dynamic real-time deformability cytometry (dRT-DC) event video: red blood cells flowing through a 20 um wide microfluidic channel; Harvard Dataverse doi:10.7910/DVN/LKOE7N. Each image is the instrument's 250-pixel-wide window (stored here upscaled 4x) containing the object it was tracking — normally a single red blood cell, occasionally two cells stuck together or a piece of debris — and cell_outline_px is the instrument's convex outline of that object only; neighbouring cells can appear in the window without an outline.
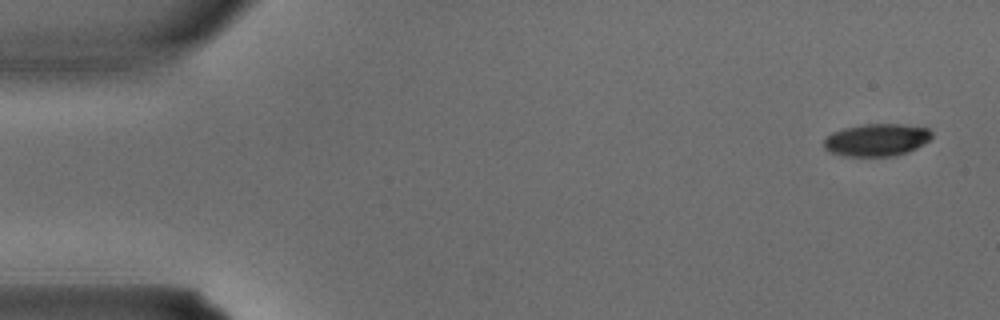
{"species": "common noctule bat (a hibernating species)", "species_latin": "Nyctalus noctula", "temperature_condition": "warm", "stored_images_in_passage": 3, "camera_frame_rate_fps": 3000, "um_per_image_px": 0.085, "animal": {"sex": "male", "body_mass_g": 15.6}, "frame": {"image": 1, "passage_image": 1, "time_ms": 0.0, "image_size_px": [1000, 320], "cell_outline_px": [[932, 136], [928, 140], [916, 148], [908, 152], [892, 156], [844, 156], [828, 152], [824, 148], [824, 140], [832, 132], [844, 128], [864, 124], [904, 124], [928, 128], [932, 132]], "centroid_in_image_um": [74.5, 11.89], "position_along_channel_um": 10.5, "area_um2": 20.4}}
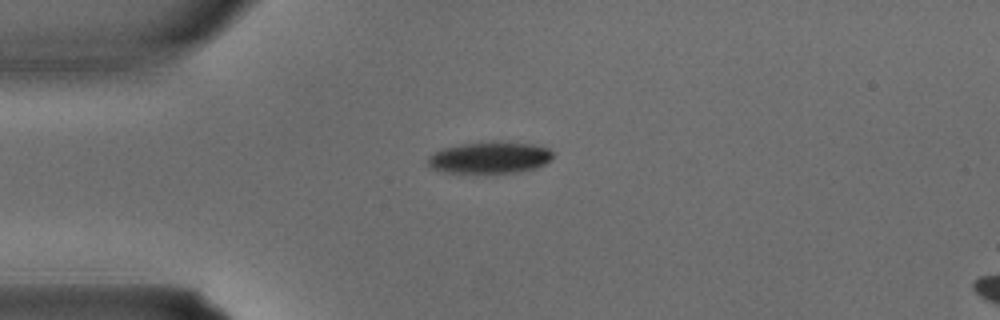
{"frame": {"image": 2, "passage_image": 3, "time_ms": 0.667, "image_size_px": [1000, 320], "cell_outline_px": [[552, 160], [536, 168], [496, 176], [448, 172], [432, 168], [428, 164], [428, 156], [444, 148], [460, 144], [496, 140], [500, 140], [532, 144], [548, 148], [552, 152]], "centroid_in_image_um": [41.66, 13.42], "position_along_channel_um": 43.3, "area_um2": 23.99}}